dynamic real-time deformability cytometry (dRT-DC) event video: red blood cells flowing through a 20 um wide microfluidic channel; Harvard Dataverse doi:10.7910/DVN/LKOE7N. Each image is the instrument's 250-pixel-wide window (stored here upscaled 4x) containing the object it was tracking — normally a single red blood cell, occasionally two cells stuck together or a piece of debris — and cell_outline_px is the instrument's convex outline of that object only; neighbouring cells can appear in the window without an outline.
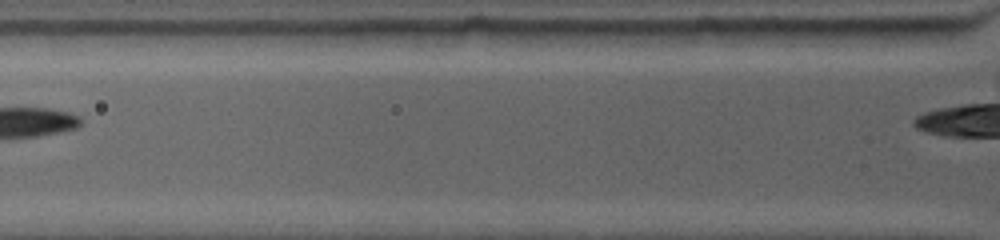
{"species": "common noctule bat (a hibernating species)", "species_latin": "Nyctalus noctula", "temperature_condition": "warm", "stored_images_in_passage": 2, "camera_frame_rate_fps": 4500, "um_per_image_px": 0.085, "animal": {"sex": "female", "body_mass_g": 19.0, "forearm_length_mm": 53.3}, "frame": {"image": 1, "passage_image": 2, "time_ms": 0.222, "image_size_px": [1000, 240], "cell_outline_px": [[956, 32], [952, 36], [936, 44], [848, 48], [840, 32], [840, 28], [952, 28]], "centroid_in_image_um": [75.99, 3.11], "position_along_channel_um": 49.8, "area_um2": 13.64}}